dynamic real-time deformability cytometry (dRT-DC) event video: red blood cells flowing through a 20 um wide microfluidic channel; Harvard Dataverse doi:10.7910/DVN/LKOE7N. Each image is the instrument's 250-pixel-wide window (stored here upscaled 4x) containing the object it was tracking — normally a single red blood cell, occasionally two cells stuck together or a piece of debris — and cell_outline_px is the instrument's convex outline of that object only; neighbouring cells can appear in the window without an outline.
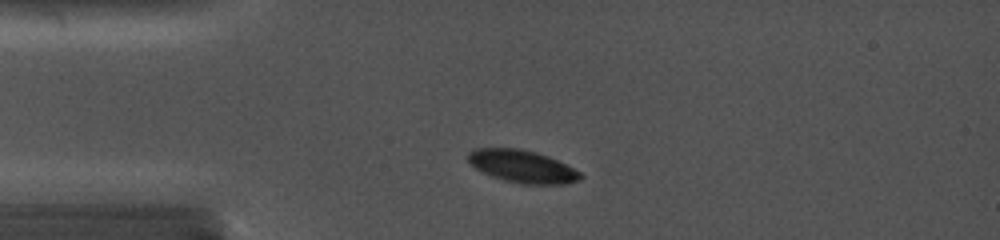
{"species": "common noctule bat (a hibernating species)", "species_latin": "Nyctalus noctula", "temperature_condition": "cold", "stored_images_in_passage": 3, "camera_frame_rate_fps": 5000, "um_per_image_px": 0.085, "animal": {"sex": "female", "body_mass_g": 19.0, "forearm_length_mm": 56.7}, "frame": {"image": 1, "passage_image": 2, "time_ms": 1.0, "image_size_px": [1000, 240], "cell_outline_px": [[584, 176], [580, 180], [564, 184], [520, 184], [504, 180], [492, 176], [476, 168], [468, 160], [468, 152], [476, 148], [520, 148], [536, 152], [548, 156], [580, 172]], "centroid_in_image_um": [44.4, 14.14], "position_along_channel_um": 40.6, "area_um2": 21.15}}